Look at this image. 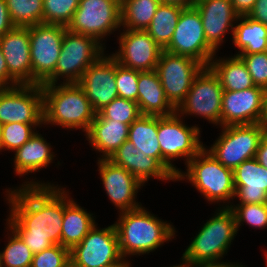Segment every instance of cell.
Segmentation results:
<instances>
[{"label":"cell","mask_w":267,"mask_h":267,"mask_svg":"<svg viewBox=\"0 0 267 267\" xmlns=\"http://www.w3.org/2000/svg\"><path fill=\"white\" fill-rule=\"evenodd\" d=\"M29 180L16 189H5L10 210L6 224L37 254L52 245H61L64 187Z\"/></svg>","instance_id":"6da1fadb"},{"label":"cell","mask_w":267,"mask_h":267,"mask_svg":"<svg viewBox=\"0 0 267 267\" xmlns=\"http://www.w3.org/2000/svg\"><path fill=\"white\" fill-rule=\"evenodd\" d=\"M114 222L122 257L149 254L172 241L176 233L174 225L159 219L144 206L119 213Z\"/></svg>","instance_id":"7a4b0ae2"},{"label":"cell","mask_w":267,"mask_h":267,"mask_svg":"<svg viewBox=\"0 0 267 267\" xmlns=\"http://www.w3.org/2000/svg\"><path fill=\"white\" fill-rule=\"evenodd\" d=\"M43 92L44 125L65 130L80 129L84 133L96 117L84 90L77 83L41 85Z\"/></svg>","instance_id":"3957f363"},{"label":"cell","mask_w":267,"mask_h":267,"mask_svg":"<svg viewBox=\"0 0 267 267\" xmlns=\"http://www.w3.org/2000/svg\"><path fill=\"white\" fill-rule=\"evenodd\" d=\"M180 171L176 181H184L200 192L209 202L219 207H230L235 197L233 170L222 165L204 146ZM232 201V202H231ZM227 203V204H226Z\"/></svg>","instance_id":"277c9868"},{"label":"cell","mask_w":267,"mask_h":267,"mask_svg":"<svg viewBox=\"0 0 267 267\" xmlns=\"http://www.w3.org/2000/svg\"><path fill=\"white\" fill-rule=\"evenodd\" d=\"M236 220L229 207H218L182 254L188 262L221 261L237 236Z\"/></svg>","instance_id":"5b68a950"},{"label":"cell","mask_w":267,"mask_h":267,"mask_svg":"<svg viewBox=\"0 0 267 267\" xmlns=\"http://www.w3.org/2000/svg\"><path fill=\"white\" fill-rule=\"evenodd\" d=\"M177 112L169 116H158V141L161 149V164L175 177L181 169L173 161L182 159L187 165L204 146L201 138V128L198 125H188Z\"/></svg>","instance_id":"8992f818"},{"label":"cell","mask_w":267,"mask_h":267,"mask_svg":"<svg viewBox=\"0 0 267 267\" xmlns=\"http://www.w3.org/2000/svg\"><path fill=\"white\" fill-rule=\"evenodd\" d=\"M104 50L106 47L95 38L66 29L55 72L42 85L78 83L87 68L105 54Z\"/></svg>","instance_id":"52a82bcc"},{"label":"cell","mask_w":267,"mask_h":267,"mask_svg":"<svg viewBox=\"0 0 267 267\" xmlns=\"http://www.w3.org/2000/svg\"><path fill=\"white\" fill-rule=\"evenodd\" d=\"M222 133L206 149L225 167L234 170L243 161L255 158L261 139L267 130L265 123L220 127Z\"/></svg>","instance_id":"ba28073f"},{"label":"cell","mask_w":267,"mask_h":267,"mask_svg":"<svg viewBox=\"0 0 267 267\" xmlns=\"http://www.w3.org/2000/svg\"><path fill=\"white\" fill-rule=\"evenodd\" d=\"M120 13V0H79L67 29L91 36L105 47V37L122 30Z\"/></svg>","instance_id":"9c48e42d"},{"label":"cell","mask_w":267,"mask_h":267,"mask_svg":"<svg viewBox=\"0 0 267 267\" xmlns=\"http://www.w3.org/2000/svg\"><path fill=\"white\" fill-rule=\"evenodd\" d=\"M97 224L70 250L71 267H113L125 260L115 225L99 228Z\"/></svg>","instance_id":"30bf717a"},{"label":"cell","mask_w":267,"mask_h":267,"mask_svg":"<svg viewBox=\"0 0 267 267\" xmlns=\"http://www.w3.org/2000/svg\"><path fill=\"white\" fill-rule=\"evenodd\" d=\"M223 88L217 76L209 67H204L195 77L184 101L176 109L185 118L195 116L221 127Z\"/></svg>","instance_id":"8fae6325"},{"label":"cell","mask_w":267,"mask_h":267,"mask_svg":"<svg viewBox=\"0 0 267 267\" xmlns=\"http://www.w3.org/2000/svg\"><path fill=\"white\" fill-rule=\"evenodd\" d=\"M66 29L45 23L29 27L32 85H42L55 72Z\"/></svg>","instance_id":"7c38bea8"},{"label":"cell","mask_w":267,"mask_h":267,"mask_svg":"<svg viewBox=\"0 0 267 267\" xmlns=\"http://www.w3.org/2000/svg\"><path fill=\"white\" fill-rule=\"evenodd\" d=\"M204 67L194 58L162 51L156 71L165 96L175 109L184 101L195 77Z\"/></svg>","instance_id":"4fadbf2b"},{"label":"cell","mask_w":267,"mask_h":267,"mask_svg":"<svg viewBox=\"0 0 267 267\" xmlns=\"http://www.w3.org/2000/svg\"><path fill=\"white\" fill-rule=\"evenodd\" d=\"M164 50L194 58L205 67L217 53L206 41L201 15L195 7L182 10L172 40Z\"/></svg>","instance_id":"5bb4252c"},{"label":"cell","mask_w":267,"mask_h":267,"mask_svg":"<svg viewBox=\"0 0 267 267\" xmlns=\"http://www.w3.org/2000/svg\"><path fill=\"white\" fill-rule=\"evenodd\" d=\"M13 122L44 123L40 84L0 88V125Z\"/></svg>","instance_id":"9a60e30c"},{"label":"cell","mask_w":267,"mask_h":267,"mask_svg":"<svg viewBox=\"0 0 267 267\" xmlns=\"http://www.w3.org/2000/svg\"><path fill=\"white\" fill-rule=\"evenodd\" d=\"M117 37L119 48L110 55L120 65L140 72L156 70L163 49L146 30L123 29Z\"/></svg>","instance_id":"2e32d148"},{"label":"cell","mask_w":267,"mask_h":267,"mask_svg":"<svg viewBox=\"0 0 267 267\" xmlns=\"http://www.w3.org/2000/svg\"><path fill=\"white\" fill-rule=\"evenodd\" d=\"M265 93L255 86L242 91H223L221 127L264 123Z\"/></svg>","instance_id":"e0dca14e"},{"label":"cell","mask_w":267,"mask_h":267,"mask_svg":"<svg viewBox=\"0 0 267 267\" xmlns=\"http://www.w3.org/2000/svg\"><path fill=\"white\" fill-rule=\"evenodd\" d=\"M98 171L106 194L119 213L142 206L137 193L144 185L129 171L108 159H98ZM137 201V202H136Z\"/></svg>","instance_id":"ac0fdd59"},{"label":"cell","mask_w":267,"mask_h":267,"mask_svg":"<svg viewBox=\"0 0 267 267\" xmlns=\"http://www.w3.org/2000/svg\"><path fill=\"white\" fill-rule=\"evenodd\" d=\"M106 54L91 64L77 83L96 112L119 97L115 80L116 60Z\"/></svg>","instance_id":"d6986e66"},{"label":"cell","mask_w":267,"mask_h":267,"mask_svg":"<svg viewBox=\"0 0 267 267\" xmlns=\"http://www.w3.org/2000/svg\"><path fill=\"white\" fill-rule=\"evenodd\" d=\"M194 7L201 15L207 43L218 52L225 35L232 32L233 36L239 15L234 11L231 0H196Z\"/></svg>","instance_id":"ffe728a7"},{"label":"cell","mask_w":267,"mask_h":267,"mask_svg":"<svg viewBox=\"0 0 267 267\" xmlns=\"http://www.w3.org/2000/svg\"><path fill=\"white\" fill-rule=\"evenodd\" d=\"M9 74L20 85H32L29 27H14L0 37Z\"/></svg>","instance_id":"44dd1931"},{"label":"cell","mask_w":267,"mask_h":267,"mask_svg":"<svg viewBox=\"0 0 267 267\" xmlns=\"http://www.w3.org/2000/svg\"><path fill=\"white\" fill-rule=\"evenodd\" d=\"M108 160L125 168L144 186L150 178L165 182L176 181V178L156 158L146 156L129 140L125 141Z\"/></svg>","instance_id":"7402d4cb"},{"label":"cell","mask_w":267,"mask_h":267,"mask_svg":"<svg viewBox=\"0 0 267 267\" xmlns=\"http://www.w3.org/2000/svg\"><path fill=\"white\" fill-rule=\"evenodd\" d=\"M233 178L238 204L267 203V169L255 158L237 166Z\"/></svg>","instance_id":"603a6c76"},{"label":"cell","mask_w":267,"mask_h":267,"mask_svg":"<svg viewBox=\"0 0 267 267\" xmlns=\"http://www.w3.org/2000/svg\"><path fill=\"white\" fill-rule=\"evenodd\" d=\"M129 125L120 121L104 119L96 113L90 128L84 135L89 145L102 153L98 159H109L128 140Z\"/></svg>","instance_id":"cb8c5ba5"},{"label":"cell","mask_w":267,"mask_h":267,"mask_svg":"<svg viewBox=\"0 0 267 267\" xmlns=\"http://www.w3.org/2000/svg\"><path fill=\"white\" fill-rule=\"evenodd\" d=\"M137 104L142 115L161 117L176 112L165 96L156 70L139 71Z\"/></svg>","instance_id":"d4e9b609"},{"label":"cell","mask_w":267,"mask_h":267,"mask_svg":"<svg viewBox=\"0 0 267 267\" xmlns=\"http://www.w3.org/2000/svg\"><path fill=\"white\" fill-rule=\"evenodd\" d=\"M38 132L36 131L27 142L14 151L13 167L18 176L40 172V169L49 167L56 157L51 150V144Z\"/></svg>","instance_id":"484cf974"},{"label":"cell","mask_w":267,"mask_h":267,"mask_svg":"<svg viewBox=\"0 0 267 267\" xmlns=\"http://www.w3.org/2000/svg\"><path fill=\"white\" fill-rule=\"evenodd\" d=\"M64 188V216L61 230V245L72 250L95 225L93 213L79 206Z\"/></svg>","instance_id":"4316f807"},{"label":"cell","mask_w":267,"mask_h":267,"mask_svg":"<svg viewBox=\"0 0 267 267\" xmlns=\"http://www.w3.org/2000/svg\"><path fill=\"white\" fill-rule=\"evenodd\" d=\"M208 67L217 76L224 91H242L255 87L246 64L239 56L217 58L215 55Z\"/></svg>","instance_id":"83f0119b"},{"label":"cell","mask_w":267,"mask_h":267,"mask_svg":"<svg viewBox=\"0 0 267 267\" xmlns=\"http://www.w3.org/2000/svg\"><path fill=\"white\" fill-rule=\"evenodd\" d=\"M232 43L239 54H252L267 51V26L249 18L239 16L233 30Z\"/></svg>","instance_id":"f1b7e54d"},{"label":"cell","mask_w":267,"mask_h":267,"mask_svg":"<svg viewBox=\"0 0 267 267\" xmlns=\"http://www.w3.org/2000/svg\"><path fill=\"white\" fill-rule=\"evenodd\" d=\"M157 132L158 116L141 115L130 124L128 140L146 156L156 158L161 163Z\"/></svg>","instance_id":"f546056e"},{"label":"cell","mask_w":267,"mask_h":267,"mask_svg":"<svg viewBox=\"0 0 267 267\" xmlns=\"http://www.w3.org/2000/svg\"><path fill=\"white\" fill-rule=\"evenodd\" d=\"M184 7L160 3L153 19L146 29L150 37L164 50L172 40L179 15Z\"/></svg>","instance_id":"4dcf8cb0"},{"label":"cell","mask_w":267,"mask_h":267,"mask_svg":"<svg viewBox=\"0 0 267 267\" xmlns=\"http://www.w3.org/2000/svg\"><path fill=\"white\" fill-rule=\"evenodd\" d=\"M160 3V0H120L121 28L146 30Z\"/></svg>","instance_id":"1f68e13d"},{"label":"cell","mask_w":267,"mask_h":267,"mask_svg":"<svg viewBox=\"0 0 267 267\" xmlns=\"http://www.w3.org/2000/svg\"><path fill=\"white\" fill-rule=\"evenodd\" d=\"M15 27L43 23V0H5Z\"/></svg>","instance_id":"d6a6232c"},{"label":"cell","mask_w":267,"mask_h":267,"mask_svg":"<svg viewBox=\"0 0 267 267\" xmlns=\"http://www.w3.org/2000/svg\"><path fill=\"white\" fill-rule=\"evenodd\" d=\"M6 225L4 228L7 229L8 243L0 252L3 267H31L33 252L20 236L8 224Z\"/></svg>","instance_id":"836d02e7"},{"label":"cell","mask_w":267,"mask_h":267,"mask_svg":"<svg viewBox=\"0 0 267 267\" xmlns=\"http://www.w3.org/2000/svg\"><path fill=\"white\" fill-rule=\"evenodd\" d=\"M44 123H19L13 122L1 125L0 152L8 150L14 152L27 142Z\"/></svg>","instance_id":"e575fe53"},{"label":"cell","mask_w":267,"mask_h":267,"mask_svg":"<svg viewBox=\"0 0 267 267\" xmlns=\"http://www.w3.org/2000/svg\"><path fill=\"white\" fill-rule=\"evenodd\" d=\"M79 0H43V23L68 26Z\"/></svg>","instance_id":"d590c367"},{"label":"cell","mask_w":267,"mask_h":267,"mask_svg":"<svg viewBox=\"0 0 267 267\" xmlns=\"http://www.w3.org/2000/svg\"><path fill=\"white\" fill-rule=\"evenodd\" d=\"M229 208L234 213L237 231L243 223L254 229L267 228V203L233 204Z\"/></svg>","instance_id":"8d00e7d4"},{"label":"cell","mask_w":267,"mask_h":267,"mask_svg":"<svg viewBox=\"0 0 267 267\" xmlns=\"http://www.w3.org/2000/svg\"><path fill=\"white\" fill-rule=\"evenodd\" d=\"M104 119L130 124L142 114L137 102L117 97L97 112Z\"/></svg>","instance_id":"74e56055"},{"label":"cell","mask_w":267,"mask_h":267,"mask_svg":"<svg viewBox=\"0 0 267 267\" xmlns=\"http://www.w3.org/2000/svg\"><path fill=\"white\" fill-rule=\"evenodd\" d=\"M139 71L126 68L116 61V86L118 96L137 102Z\"/></svg>","instance_id":"f35d334b"},{"label":"cell","mask_w":267,"mask_h":267,"mask_svg":"<svg viewBox=\"0 0 267 267\" xmlns=\"http://www.w3.org/2000/svg\"><path fill=\"white\" fill-rule=\"evenodd\" d=\"M31 267H71L70 250L55 244L34 254Z\"/></svg>","instance_id":"ab89813d"},{"label":"cell","mask_w":267,"mask_h":267,"mask_svg":"<svg viewBox=\"0 0 267 267\" xmlns=\"http://www.w3.org/2000/svg\"><path fill=\"white\" fill-rule=\"evenodd\" d=\"M246 64L255 86L267 89V51L252 54H239Z\"/></svg>","instance_id":"60d3db41"},{"label":"cell","mask_w":267,"mask_h":267,"mask_svg":"<svg viewBox=\"0 0 267 267\" xmlns=\"http://www.w3.org/2000/svg\"><path fill=\"white\" fill-rule=\"evenodd\" d=\"M247 16L267 26V0H256L253 9Z\"/></svg>","instance_id":"b9f144b4"},{"label":"cell","mask_w":267,"mask_h":267,"mask_svg":"<svg viewBox=\"0 0 267 267\" xmlns=\"http://www.w3.org/2000/svg\"><path fill=\"white\" fill-rule=\"evenodd\" d=\"M20 85L8 72L7 63L0 47V88Z\"/></svg>","instance_id":"7bdbcfd3"},{"label":"cell","mask_w":267,"mask_h":267,"mask_svg":"<svg viewBox=\"0 0 267 267\" xmlns=\"http://www.w3.org/2000/svg\"><path fill=\"white\" fill-rule=\"evenodd\" d=\"M14 27L5 0H0V37Z\"/></svg>","instance_id":"ee69618b"},{"label":"cell","mask_w":267,"mask_h":267,"mask_svg":"<svg viewBox=\"0 0 267 267\" xmlns=\"http://www.w3.org/2000/svg\"><path fill=\"white\" fill-rule=\"evenodd\" d=\"M186 267H245L239 262H224V261H214V262H188L186 261Z\"/></svg>","instance_id":"f6af8a7d"},{"label":"cell","mask_w":267,"mask_h":267,"mask_svg":"<svg viewBox=\"0 0 267 267\" xmlns=\"http://www.w3.org/2000/svg\"><path fill=\"white\" fill-rule=\"evenodd\" d=\"M256 0H231L234 11L239 15H248L253 9Z\"/></svg>","instance_id":"bcb514c9"},{"label":"cell","mask_w":267,"mask_h":267,"mask_svg":"<svg viewBox=\"0 0 267 267\" xmlns=\"http://www.w3.org/2000/svg\"><path fill=\"white\" fill-rule=\"evenodd\" d=\"M255 159L267 169V130L256 151Z\"/></svg>","instance_id":"7dc6e473"},{"label":"cell","mask_w":267,"mask_h":267,"mask_svg":"<svg viewBox=\"0 0 267 267\" xmlns=\"http://www.w3.org/2000/svg\"><path fill=\"white\" fill-rule=\"evenodd\" d=\"M162 3L176 4L184 8L194 7L196 0H160Z\"/></svg>","instance_id":"c3c4849f"},{"label":"cell","mask_w":267,"mask_h":267,"mask_svg":"<svg viewBox=\"0 0 267 267\" xmlns=\"http://www.w3.org/2000/svg\"><path fill=\"white\" fill-rule=\"evenodd\" d=\"M131 266H132V264L130 263V260L128 261V259L127 260L125 259L123 262H121V263H119L113 267H131Z\"/></svg>","instance_id":"681fc988"},{"label":"cell","mask_w":267,"mask_h":267,"mask_svg":"<svg viewBox=\"0 0 267 267\" xmlns=\"http://www.w3.org/2000/svg\"><path fill=\"white\" fill-rule=\"evenodd\" d=\"M264 123L267 125V89L265 93V116H264Z\"/></svg>","instance_id":"f907efd6"},{"label":"cell","mask_w":267,"mask_h":267,"mask_svg":"<svg viewBox=\"0 0 267 267\" xmlns=\"http://www.w3.org/2000/svg\"><path fill=\"white\" fill-rule=\"evenodd\" d=\"M181 261L182 262H180V264H176V265H172V266H170V267H186V260L185 259H183V258H181Z\"/></svg>","instance_id":"816d5d0a"},{"label":"cell","mask_w":267,"mask_h":267,"mask_svg":"<svg viewBox=\"0 0 267 267\" xmlns=\"http://www.w3.org/2000/svg\"><path fill=\"white\" fill-rule=\"evenodd\" d=\"M264 255H265V258H266V261L265 262H266V267H267V251H265V254Z\"/></svg>","instance_id":"f5cc1de1"}]
</instances>
